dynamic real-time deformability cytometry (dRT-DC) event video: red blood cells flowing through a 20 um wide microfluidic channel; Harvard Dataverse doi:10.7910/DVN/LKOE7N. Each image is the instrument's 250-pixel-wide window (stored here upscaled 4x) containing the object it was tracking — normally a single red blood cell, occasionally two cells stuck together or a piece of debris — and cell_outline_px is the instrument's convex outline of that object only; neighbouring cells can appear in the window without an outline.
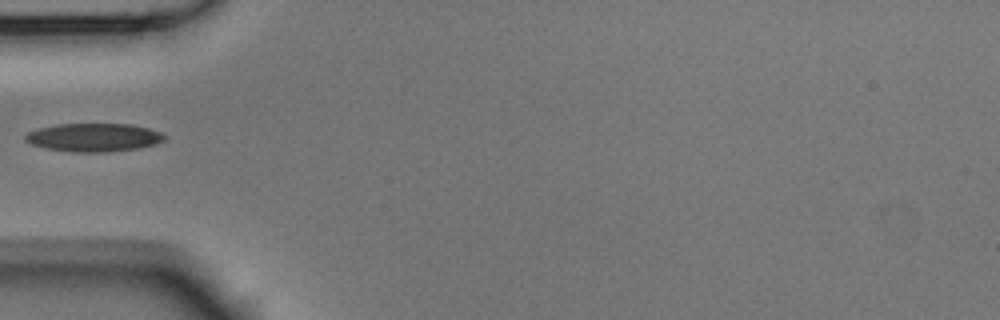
{"species": "Egyptian fruit bat (a non-hibernating species)", "species_latin": "Rousettus aegyptiacus", "temperature_condition": "room temperature", "stored_images_in_passage": 2, "camera_frame_rate_fps": 3000, "um_per_image_px": 0.085, "animal": {"sex": "male"}, "frame": {"image": 1, "passage_image": 1, "time_ms": 0.0, "image_size_px": [1000, 320], "cell_outline_px": [[168, 136], [164, 140], [156, 144], [140, 148], [108, 152], [72, 152], [44, 148], [32, 144], [24, 140], [24, 136], [28, 132], [40, 128], [56, 124], [132, 124], [148, 128], [160, 132]], "centroid_in_image_um": [7.99, 11.68], "position_along_channel_um": 77.0, "area_um2": 23.12}}
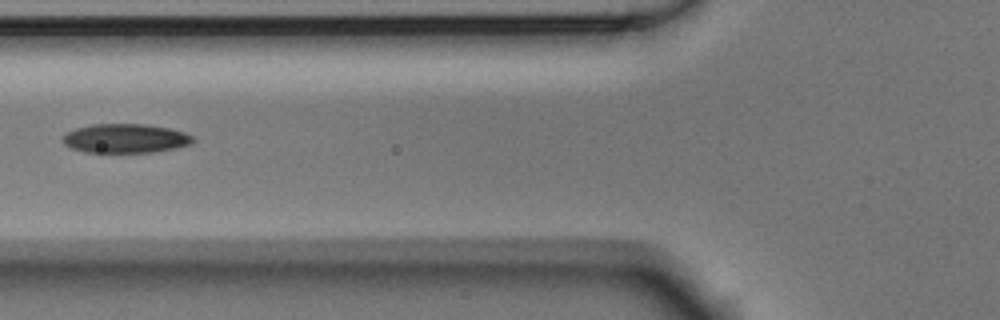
{"frame": {"image": 2, "passage_image": 2, "time_ms": 0.333, "image_size_px": [1000, 320], "cell_outline_px": [[196, 140], [192, 144], [152, 152], [84, 152], [72, 148], [64, 144], [60, 140], [68, 132], [76, 128], [92, 124], [144, 124], [168, 128], [184, 132], [192, 136]], "centroid_in_image_um": [10.65, 11.76], "position_along_channel_um": 115.2, "area_um2": 21.96}}